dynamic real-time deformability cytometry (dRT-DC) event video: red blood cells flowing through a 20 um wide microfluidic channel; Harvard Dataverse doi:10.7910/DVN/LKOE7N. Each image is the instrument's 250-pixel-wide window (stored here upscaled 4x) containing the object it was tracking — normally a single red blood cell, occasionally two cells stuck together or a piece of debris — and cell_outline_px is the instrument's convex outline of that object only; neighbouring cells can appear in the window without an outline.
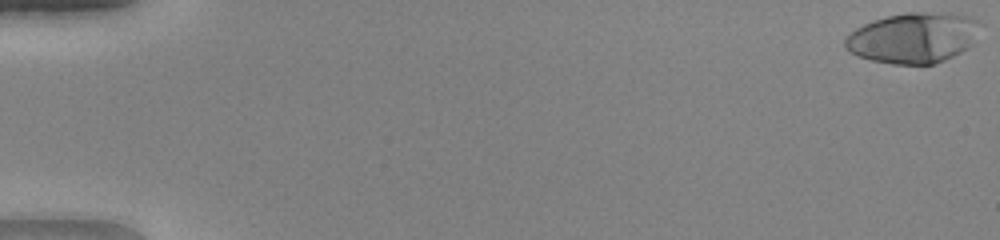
{"species": "human", "species_latin": "Homo sapiens", "temperature_condition": "warm", "stored_images_in_passage": 51, "camera_frame_rate_fps": 3000, "um_per_image_px": 0.085, "donor": {"sex": "female"}, "frame": {"image": 1, "passage_image": 1, "time_ms": 0.0, "image_size_px": [1000, 240], "cell_outline_px": [[984, 24], [972, 44], [968, 48], [936, 64], [892, 64], [872, 60], [856, 56], [848, 52], [844, 48], [844, 40], [856, 28], [872, 20], [888, 16], [908, 12], [952, 12], [972, 16]], "centroid_in_image_um": [77.68, 3.2], "position_along_channel_um": 7.3, "area_um2": 40.4}}
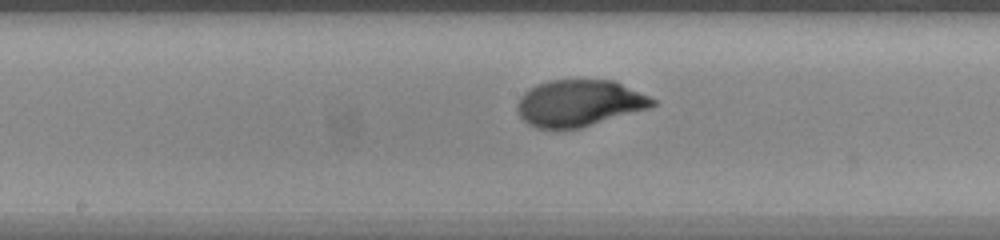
{"frame": {"image": 2, "passage_image": 28, "time_ms": 9.0, "image_size_px": [1000, 240], "cell_outline_px": [[656, 104], [652, 108], [580, 128], [556, 132], [536, 128], [528, 124], [520, 116], [516, 108], [516, 104], [520, 96], [528, 88], [536, 84], [548, 80], [612, 80], [648, 96], [656, 100]], "centroid_in_image_um": [49.18, 8.8], "position_along_channel_um": 199.0, "area_um2": 37.4}}
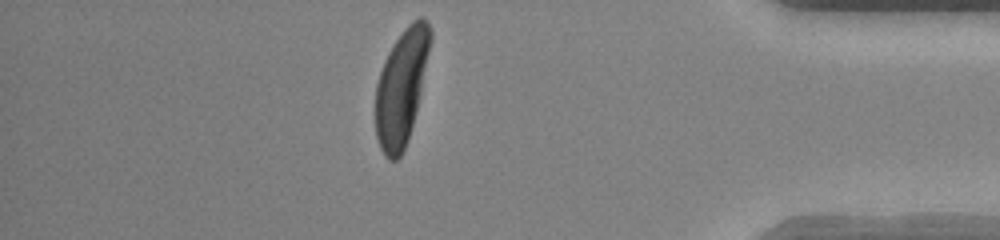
{"frame": {"image": 3, "passage_image": 45, "time_ms": 14.667, "image_size_px": [1000, 240], "cell_outline_px": [[432, 40], [416, 112], [408, 140], [400, 156], [396, 160], [388, 160], [384, 156], [380, 148], [376, 136], [376, 84], [384, 60], [388, 52], [404, 28], [412, 20], [420, 16], [424, 16], [432, 32]], "centroid_in_image_um": [34.13, 7.39], "position_along_channel_um": 401.1, "area_um2": 36.82}, "authors_computed_cell_mechanics": {"area_um2": 37.3966, "velocity_mm_per_s": 4.1293, "shape_relaxation_time_tau1_ms": 2.777, "shape_relaxation_time_tau2_ms": null, "deformation_change_tau1": 0.2198, "deformation_change_tau2": null}}